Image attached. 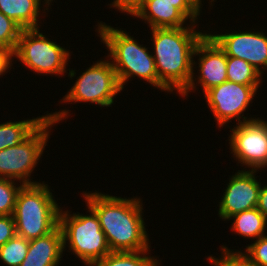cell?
I'll list each match as a JSON object with an SVG mask.
<instances>
[{
  "mask_svg": "<svg viewBox=\"0 0 267 266\" xmlns=\"http://www.w3.org/2000/svg\"><path fill=\"white\" fill-rule=\"evenodd\" d=\"M256 208L267 218V183L261 184Z\"/></svg>",
  "mask_w": 267,
  "mask_h": 266,
  "instance_id": "obj_30",
  "label": "cell"
},
{
  "mask_svg": "<svg viewBox=\"0 0 267 266\" xmlns=\"http://www.w3.org/2000/svg\"><path fill=\"white\" fill-rule=\"evenodd\" d=\"M259 88H261L259 85H242L225 81L207 90L203 99L206 100V105L213 114L216 126L221 129L229 127L233 119V124L235 122L241 124L259 118L256 115H252L254 117L244 115L246 110L249 112V106L253 103Z\"/></svg>",
  "mask_w": 267,
  "mask_h": 266,
  "instance_id": "obj_9",
  "label": "cell"
},
{
  "mask_svg": "<svg viewBox=\"0 0 267 266\" xmlns=\"http://www.w3.org/2000/svg\"><path fill=\"white\" fill-rule=\"evenodd\" d=\"M44 182L23 185L17 194L13 213L16 235L27 240L46 236L59 226L62 205Z\"/></svg>",
  "mask_w": 267,
  "mask_h": 266,
  "instance_id": "obj_4",
  "label": "cell"
},
{
  "mask_svg": "<svg viewBox=\"0 0 267 266\" xmlns=\"http://www.w3.org/2000/svg\"><path fill=\"white\" fill-rule=\"evenodd\" d=\"M225 31L223 32L225 34L222 32L213 34V31L208 30L207 33L225 51L226 56L247 61L264 76V72L267 71V34L254 28L242 32L241 30Z\"/></svg>",
  "mask_w": 267,
  "mask_h": 266,
  "instance_id": "obj_13",
  "label": "cell"
},
{
  "mask_svg": "<svg viewBox=\"0 0 267 266\" xmlns=\"http://www.w3.org/2000/svg\"><path fill=\"white\" fill-rule=\"evenodd\" d=\"M263 75L247 61L227 56V81L242 85H262Z\"/></svg>",
  "mask_w": 267,
  "mask_h": 266,
  "instance_id": "obj_20",
  "label": "cell"
},
{
  "mask_svg": "<svg viewBox=\"0 0 267 266\" xmlns=\"http://www.w3.org/2000/svg\"><path fill=\"white\" fill-rule=\"evenodd\" d=\"M210 2H208L209 3V7H211L212 6V8H213V5L215 4L214 2H216L217 0H209Z\"/></svg>",
  "mask_w": 267,
  "mask_h": 266,
  "instance_id": "obj_32",
  "label": "cell"
},
{
  "mask_svg": "<svg viewBox=\"0 0 267 266\" xmlns=\"http://www.w3.org/2000/svg\"><path fill=\"white\" fill-rule=\"evenodd\" d=\"M191 1L202 11V8H203L202 1L203 0H191Z\"/></svg>",
  "mask_w": 267,
  "mask_h": 266,
  "instance_id": "obj_31",
  "label": "cell"
},
{
  "mask_svg": "<svg viewBox=\"0 0 267 266\" xmlns=\"http://www.w3.org/2000/svg\"><path fill=\"white\" fill-rule=\"evenodd\" d=\"M257 119L229 126L228 145L236 165L246 170H267V121ZM264 168V169H263Z\"/></svg>",
  "mask_w": 267,
  "mask_h": 266,
  "instance_id": "obj_10",
  "label": "cell"
},
{
  "mask_svg": "<svg viewBox=\"0 0 267 266\" xmlns=\"http://www.w3.org/2000/svg\"><path fill=\"white\" fill-rule=\"evenodd\" d=\"M192 68L191 81L180 94L182 99L185 97L187 99L189 97L188 94L195 93V91L199 90V87H201V92L205 93L210 88L227 81L226 53L208 33L201 38L195 47Z\"/></svg>",
  "mask_w": 267,
  "mask_h": 266,
  "instance_id": "obj_11",
  "label": "cell"
},
{
  "mask_svg": "<svg viewBox=\"0 0 267 266\" xmlns=\"http://www.w3.org/2000/svg\"><path fill=\"white\" fill-rule=\"evenodd\" d=\"M258 172L243 168L229 177L227 187L223 189L225 192L217 205L219 219L226 222L239 212L257 207L261 188V177L256 176Z\"/></svg>",
  "mask_w": 267,
  "mask_h": 266,
  "instance_id": "obj_12",
  "label": "cell"
},
{
  "mask_svg": "<svg viewBox=\"0 0 267 266\" xmlns=\"http://www.w3.org/2000/svg\"><path fill=\"white\" fill-rule=\"evenodd\" d=\"M96 26V35L108 51L107 57L113 64L122 90L135 77L158 89V73L150 47L149 51L125 28L113 27L99 20Z\"/></svg>",
  "mask_w": 267,
  "mask_h": 266,
  "instance_id": "obj_3",
  "label": "cell"
},
{
  "mask_svg": "<svg viewBox=\"0 0 267 266\" xmlns=\"http://www.w3.org/2000/svg\"><path fill=\"white\" fill-rule=\"evenodd\" d=\"M198 24L179 28L149 29L152 56L158 73V89L166 94H180L189 85L193 73V53L197 43L207 33ZM203 32V33H202Z\"/></svg>",
  "mask_w": 267,
  "mask_h": 266,
  "instance_id": "obj_2",
  "label": "cell"
},
{
  "mask_svg": "<svg viewBox=\"0 0 267 266\" xmlns=\"http://www.w3.org/2000/svg\"><path fill=\"white\" fill-rule=\"evenodd\" d=\"M233 222H232V221ZM228 221H231L230 230L245 238L248 242L250 238L254 241L267 234V218L257 209L239 212L231 216Z\"/></svg>",
  "mask_w": 267,
  "mask_h": 266,
  "instance_id": "obj_17",
  "label": "cell"
},
{
  "mask_svg": "<svg viewBox=\"0 0 267 266\" xmlns=\"http://www.w3.org/2000/svg\"><path fill=\"white\" fill-rule=\"evenodd\" d=\"M40 28L23 29L16 48L12 53L23 66L39 76L52 75L62 77L68 73L71 50L61 46L56 39L51 40L48 35L40 32ZM65 73V74H64Z\"/></svg>",
  "mask_w": 267,
  "mask_h": 266,
  "instance_id": "obj_7",
  "label": "cell"
},
{
  "mask_svg": "<svg viewBox=\"0 0 267 266\" xmlns=\"http://www.w3.org/2000/svg\"><path fill=\"white\" fill-rule=\"evenodd\" d=\"M22 30L18 23L0 12V48L13 53Z\"/></svg>",
  "mask_w": 267,
  "mask_h": 266,
  "instance_id": "obj_24",
  "label": "cell"
},
{
  "mask_svg": "<svg viewBox=\"0 0 267 266\" xmlns=\"http://www.w3.org/2000/svg\"><path fill=\"white\" fill-rule=\"evenodd\" d=\"M85 204L97 215L111 252L150 250L142 198H122L107 193L83 191Z\"/></svg>",
  "mask_w": 267,
  "mask_h": 266,
  "instance_id": "obj_1",
  "label": "cell"
},
{
  "mask_svg": "<svg viewBox=\"0 0 267 266\" xmlns=\"http://www.w3.org/2000/svg\"><path fill=\"white\" fill-rule=\"evenodd\" d=\"M169 3H177V9L193 24L200 22L202 11L191 0H164ZM199 19V20H198Z\"/></svg>",
  "mask_w": 267,
  "mask_h": 266,
  "instance_id": "obj_26",
  "label": "cell"
},
{
  "mask_svg": "<svg viewBox=\"0 0 267 266\" xmlns=\"http://www.w3.org/2000/svg\"><path fill=\"white\" fill-rule=\"evenodd\" d=\"M220 256L207 255L206 261L212 266H256L243 250L230 249L226 244L220 246Z\"/></svg>",
  "mask_w": 267,
  "mask_h": 266,
  "instance_id": "obj_22",
  "label": "cell"
},
{
  "mask_svg": "<svg viewBox=\"0 0 267 266\" xmlns=\"http://www.w3.org/2000/svg\"><path fill=\"white\" fill-rule=\"evenodd\" d=\"M86 206V214L72 213L61 206L59 227L62 231L64 252L68 247L67 252L76 255L75 258L80 263L90 266L108 255L111 250L96 213Z\"/></svg>",
  "mask_w": 267,
  "mask_h": 266,
  "instance_id": "obj_6",
  "label": "cell"
},
{
  "mask_svg": "<svg viewBox=\"0 0 267 266\" xmlns=\"http://www.w3.org/2000/svg\"><path fill=\"white\" fill-rule=\"evenodd\" d=\"M52 3L53 0H0V12L13 19L22 29L40 28L41 17H48L51 5H54Z\"/></svg>",
  "mask_w": 267,
  "mask_h": 266,
  "instance_id": "obj_16",
  "label": "cell"
},
{
  "mask_svg": "<svg viewBox=\"0 0 267 266\" xmlns=\"http://www.w3.org/2000/svg\"><path fill=\"white\" fill-rule=\"evenodd\" d=\"M130 15L148 24L150 29L186 27L191 23L177 9V3L164 0H143Z\"/></svg>",
  "mask_w": 267,
  "mask_h": 266,
  "instance_id": "obj_14",
  "label": "cell"
},
{
  "mask_svg": "<svg viewBox=\"0 0 267 266\" xmlns=\"http://www.w3.org/2000/svg\"><path fill=\"white\" fill-rule=\"evenodd\" d=\"M20 182L0 178V215H13L16 198L19 190L23 186Z\"/></svg>",
  "mask_w": 267,
  "mask_h": 266,
  "instance_id": "obj_23",
  "label": "cell"
},
{
  "mask_svg": "<svg viewBox=\"0 0 267 266\" xmlns=\"http://www.w3.org/2000/svg\"><path fill=\"white\" fill-rule=\"evenodd\" d=\"M29 240L15 235L0 247V261L7 266H19L27 255Z\"/></svg>",
  "mask_w": 267,
  "mask_h": 266,
  "instance_id": "obj_21",
  "label": "cell"
},
{
  "mask_svg": "<svg viewBox=\"0 0 267 266\" xmlns=\"http://www.w3.org/2000/svg\"><path fill=\"white\" fill-rule=\"evenodd\" d=\"M12 52L0 48V78L9 72L13 67Z\"/></svg>",
  "mask_w": 267,
  "mask_h": 266,
  "instance_id": "obj_29",
  "label": "cell"
},
{
  "mask_svg": "<svg viewBox=\"0 0 267 266\" xmlns=\"http://www.w3.org/2000/svg\"><path fill=\"white\" fill-rule=\"evenodd\" d=\"M58 110L49 113L48 118L23 142L17 146L0 150V178L19 181L23 185L41 183L32 178L35 168L38 166L45 147L48 144L53 127L71 116V110Z\"/></svg>",
  "mask_w": 267,
  "mask_h": 266,
  "instance_id": "obj_5",
  "label": "cell"
},
{
  "mask_svg": "<svg viewBox=\"0 0 267 266\" xmlns=\"http://www.w3.org/2000/svg\"><path fill=\"white\" fill-rule=\"evenodd\" d=\"M253 242V243H252ZM244 248V253L256 266H267V235L251 241Z\"/></svg>",
  "mask_w": 267,
  "mask_h": 266,
  "instance_id": "obj_25",
  "label": "cell"
},
{
  "mask_svg": "<svg viewBox=\"0 0 267 266\" xmlns=\"http://www.w3.org/2000/svg\"><path fill=\"white\" fill-rule=\"evenodd\" d=\"M44 115L32 117V119L9 120L0 124V150L17 146L28 138L47 118Z\"/></svg>",
  "mask_w": 267,
  "mask_h": 266,
  "instance_id": "obj_18",
  "label": "cell"
},
{
  "mask_svg": "<svg viewBox=\"0 0 267 266\" xmlns=\"http://www.w3.org/2000/svg\"><path fill=\"white\" fill-rule=\"evenodd\" d=\"M63 252V236L58 226L46 236L29 240L27 255L19 266H59Z\"/></svg>",
  "mask_w": 267,
  "mask_h": 266,
  "instance_id": "obj_15",
  "label": "cell"
},
{
  "mask_svg": "<svg viewBox=\"0 0 267 266\" xmlns=\"http://www.w3.org/2000/svg\"><path fill=\"white\" fill-rule=\"evenodd\" d=\"M153 250L110 252L90 266H159L162 259L150 256ZM150 254V255H149ZM161 263V264H160Z\"/></svg>",
  "mask_w": 267,
  "mask_h": 266,
  "instance_id": "obj_19",
  "label": "cell"
},
{
  "mask_svg": "<svg viewBox=\"0 0 267 266\" xmlns=\"http://www.w3.org/2000/svg\"><path fill=\"white\" fill-rule=\"evenodd\" d=\"M16 235L13 215H0V247Z\"/></svg>",
  "mask_w": 267,
  "mask_h": 266,
  "instance_id": "obj_27",
  "label": "cell"
},
{
  "mask_svg": "<svg viewBox=\"0 0 267 266\" xmlns=\"http://www.w3.org/2000/svg\"><path fill=\"white\" fill-rule=\"evenodd\" d=\"M105 58V59H104ZM100 60L93 62L87 69L83 70L82 74L76 76L79 70L69 68L67 74L68 79L72 80L75 77L77 80L66 95L60 99V103L77 104L87 103L98 105L101 109L104 107H112V104L119 93H122V88L119 84L116 71L113 68L111 60L106 56ZM71 69V70H70Z\"/></svg>",
  "mask_w": 267,
  "mask_h": 266,
  "instance_id": "obj_8",
  "label": "cell"
},
{
  "mask_svg": "<svg viewBox=\"0 0 267 266\" xmlns=\"http://www.w3.org/2000/svg\"><path fill=\"white\" fill-rule=\"evenodd\" d=\"M143 0H113L109 5L108 8H115V10L124 15H130L135 8L142 2Z\"/></svg>",
  "mask_w": 267,
  "mask_h": 266,
  "instance_id": "obj_28",
  "label": "cell"
}]
</instances>
